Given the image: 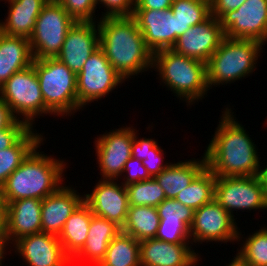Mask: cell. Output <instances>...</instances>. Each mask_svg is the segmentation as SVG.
Instances as JSON below:
<instances>
[{
    "mask_svg": "<svg viewBox=\"0 0 267 266\" xmlns=\"http://www.w3.org/2000/svg\"><path fill=\"white\" fill-rule=\"evenodd\" d=\"M42 200L35 198L11 201L6 204V226L3 237L9 245L16 240L42 232Z\"/></svg>",
    "mask_w": 267,
    "mask_h": 266,
    "instance_id": "44dd1931",
    "label": "cell"
},
{
    "mask_svg": "<svg viewBox=\"0 0 267 266\" xmlns=\"http://www.w3.org/2000/svg\"><path fill=\"white\" fill-rule=\"evenodd\" d=\"M92 215L90 207L83 201L67 219L58 236L63 251L70 260L81 251L86 243Z\"/></svg>",
    "mask_w": 267,
    "mask_h": 266,
    "instance_id": "484cf974",
    "label": "cell"
},
{
    "mask_svg": "<svg viewBox=\"0 0 267 266\" xmlns=\"http://www.w3.org/2000/svg\"><path fill=\"white\" fill-rule=\"evenodd\" d=\"M45 104V116H74L82 109L77 98V75L55 58L32 62Z\"/></svg>",
    "mask_w": 267,
    "mask_h": 266,
    "instance_id": "8992f818",
    "label": "cell"
},
{
    "mask_svg": "<svg viewBox=\"0 0 267 266\" xmlns=\"http://www.w3.org/2000/svg\"><path fill=\"white\" fill-rule=\"evenodd\" d=\"M146 46L154 53L171 49L179 38V23L171 9L134 10L132 16Z\"/></svg>",
    "mask_w": 267,
    "mask_h": 266,
    "instance_id": "9a60e30c",
    "label": "cell"
},
{
    "mask_svg": "<svg viewBox=\"0 0 267 266\" xmlns=\"http://www.w3.org/2000/svg\"><path fill=\"white\" fill-rule=\"evenodd\" d=\"M75 20L57 1H48L42 8L29 38L33 60L55 58L61 51L67 32Z\"/></svg>",
    "mask_w": 267,
    "mask_h": 266,
    "instance_id": "ba28073f",
    "label": "cell"
},
{
    "mask_svg": "<svg viewBox=\"0 0 267 266\" xmlns=\"http://www.w3.org/2000/svg\"><path fill=\"white\" fill-rule=\"evenodd\" d=\"M31 127L22 120L0 131V150L12 147Z\"/></svg>",
    "mask_w": 267,
    "mask_h": 266,
    "instance_id": "ab89813d",
    "label": "cell"
},
{
    "mask_svg": "<svg viewBox=\"0 0 267 266\" xmlns=\"http://www.w3.org/2000/svg\"><path fill=\"white\" fill-rule=\"evenodd\" d=\"M97 23L99 47L124 81L149 70L153 72V52L132 16L105 17Z\"/></svg>",
    "mask_w": 267,
    "mask_h": 266,
    "instance_id": "7a4b0ae2",
    "label": "cell"
},
{
    "mask_svg": "<svg viewBox=\"0 0 267 266\" xmlns=\"http://www.w3.org/2000/svg\"><path fill=\"white\" fill-rule=\"evenodd\" d=\"M17 120L9 105L0 98V131L9 128Z\"/></svg>",
    "mask_w": 267,
    "mask_h": 266,
    "instance_id": "ee69618b",
    "label": "cell"
},
{
    "mask_svg": "<svg viewBox=\"0 0 267 266\" xmlns=\"http://www.w3.org/2000/svg\"><path fill=\"white\" fill-rule=\"evenodd\" d=\"M59 3L75 21L95 22L99 20V17L97 19L95 16L97 9L95 0H60Z\"/></svg>",
    "mask_w": 267,
    "mask_h": 266,
    "instance_id": "e575fe53",
    "label": "cell"
},
{
    "mask_svg": "<svg viewBox=\"0 0 267 266\" xmlns=\"http://www.w3.org/2000/svg\"><path fill=\"white\" fill-rule=\"evenodd\" d=\"M137 131L139 132V130H137L135 127L134 140L131 146V156L140 161H143L146 159V155L148 154V151L157 143V141L149 137L139 138L138 134L140 133H137Z\"/></svg>",
    "mask_w": 267,
    "mask_h": 266,
    "instance_id": "60d3db41",
    "label": "cell"
},
{
    "mask_svg": "<svg viewBox=\"0 0 267 266\" xmlns=\"http://www.w3.org/2000/svg\"><path fill=\"white\" fill-rule=\"evenodd\" d=\"M8 246H9L8 241L3 236H0V266H4V262L3 261H4L5 257H6L5 256L6 253L8 252L7 249L10 250L9 252H10V254H12L11 253V248L9 249Z\"/></svg>",
    "mask_w": 267,
    "mask_h": 266,
    "instance_id": "bcb514c9",
    "label": "cell"
},
{
    "mask_svg": "<svg viewBox=\"0 0 267 266\" xmlns=\"http://www.w3.org/2000/svg\"><path fill=\"white\" fill-rule=\"evenodd\" d=\"M244 239L236 255L247 266H267V228L265 225L258 231L248 234Z\"/></svg>",
    "mask_w": 267,
    "mask_h": 266,
    "instance_id": "1f68e13d",
    "label": "cell"
},
{
    "mask_svg": "<svg viewBox=\"0 0 267 266\" xmlns=\"http://www.w3.org/2000/svg\"><path fill=\"white\" fill-rule=\"evenodd\" d=\"M232 111L230 105L222 111L204 152L206 167L216 177L259 175L262 162L258 148Z\"/></svg>",
    "mask_w": 267,
    "mask_h": 266,
    "instance_id": "6da1fadb",
    "label": "cell"
},
{
    "mask_svg": "<svg viewBox=\"0 0 267 266\" xmlns=\"http://www.w3.org/2000/svg\"><path fill=\"white\" fill-rule=\"evenodd\" d=\"M214 199L233 218L234 211H267V194L259 175L216 177Z\"/></svg>",
    "mask_w": 267,
    "mask_h": 266,
    "instance_id": "9c48e42d",
    "label": "cell"
},
{
    "mask_svg": "<svg viewBox=\"0 0 267 266\" xmlns=\"http://www.w3.org/2000/svg\"><path fill=\"white\" fill-rule=\"evenodd\" d=\"M264 44L253 39L224 37L206 63L207 85H227L248 78L256 70ZM217 85V86H216Z\"/></svg>",
    "mask_w": 267,
    "mask_h": 266,
    "instance_id": "5b68a950",
    "label": "cell"
},
{
    "mask_svg": "<svg viewBox=\"0 0 267 266\" xmlns=\"http://www.w3.org/2000/svg\"><path fill=\"white\" fill-rule=\"evenodd\" d=\"M121 232V228L114 222L105 218L92 215L87 240L81 251L71 260L74 266L79 261H89L93 266H98L105 258L107 248L113 238Z\"/></svg>",
    "mask_w": 267,
    "mask_h": 266,
    "instance_id": "7402d4cb",
    "label": "cell"
},
{
    "mask_svg": "<svg viewBox=\"0 0 267 266\" xmlns=\"http://www.w3.org/2000/svg\"><path fill=\"white\" fill-rule=\"evenodd\" d=\"M163 148L159 147L158 142L148 151L146 159L142 161L143 166L147 169L149 175L154 178L159 175L172 162H164Z\"/></svg>",
    "mask_w": 267,
    "mask_h": 266,
    "instance_id": "f35d334b",
    "label": "cell"
},
{
    "mask_svg": "<svg viewBox=\"0 0 267 266\" xmlns=\"http://www.w3.org/2000/svg\"><path fill=\"white\" fill-rule=\"evenodd\" d=\"M160 223L156 207L129 206L126 221L121 231L137 241L155 238Z\"/></svg>",
    "mask_w": 267,
    "mask_h": 266,
    "instance_id": "83f0119b",
    "label": "cell"
},
{
    "mask_svg": "<svg viewBox=\"0 0 267 266\" xmlns=\"http://www.w3.org/2000/svg\"><path fill=\"white\" fill-rule=\"evenodd\" d=\"M226 266H247L237 255L231 259V263Z\"/></svg>",
    "mask_w": 267,
    "mask_h": 266,
    "instance_id": "c3c4849f",
    "label": "cell"
},
{
    "mask_svg": "<svg viewBox=\"0 0 267 266\" xmlns=\"http://www.w3.org/2000/svg\"><path fill=\"white\" fill-rule=\"evenodd\" d=\"M132 127L122 126L95 137L93 143L101 179L118 180L123 177L125 163L132 157L131 146L135 135V127Z\"/></svg>",
    "mask_w": 267,
    "mask_h": 266,
    "instance_id": "7c38bea8",
    "label": "cell"
},
{
    "mask_svg": "<svg viewBox=\"0 0 267 266\" xmlns=\"http://www.w3.org/2000/svg\"><path fill=\"white\" fill-rule=\"evenodd\" d=\"M119 180L100 179L90 194L84 193V202L96 216L114 222L123 227L128 213V194Z\"/></svg>",
    "mask_w": 267,
    "mask_h": 266,
    "instance_id": "5bb4252c",
    "label": "cell"
},
{
    "mask_svg": "<svg viewBox=\"0 0 267 266\" xmlns=\"http://www.w3.org/2000/svg\"><path fill=\"white\" fill-rule=\"evenodd\" d=\"M190 244V245H189ZM192 243H169L156 238L140 241L141 266H195L202 258Z\"/></svg>",
    "mask_w": 267,
    "mask_h": 266,
    "instance_id": "d6986e66",
    "label": "cell"
},
{
    "mask_svg": "<svg viewBox=\"0 0 267 266\" xmlns=\"http://www.w3.org/2000/svg\"><path fill=\"white\" fill-rule=\"evenodd\" d=\"M99 46L97 21H76L67 32L62 49L56 58L77 75Z\"/></svg>",
    "mask_w": 267,
    "mask_h": 266,
    "instance_id": "ac0fdd59",
    "label": "cell"
},
{
    "mask_svg": "<svg viewBox=\"0 0 267 266\" xmlns=\"http://www.w3.org/2000/svg\"><path fill=\"white\" fill-rule=\"evenodd\" d=\"M237 218H233L219 203L213 199L194 210L193 221L190 226V238L194 243L212 242L227 243L240 242L244 237L237 227Z\"/></svg>",
    "mask_w": 267,
    "mask_h": 266,
    "instance_id": "8fae6325",
    "label": "cell"
},
{
    "mask_svg": "<svg viewBox=\"0 0 267 266\" xmlns=\"http://www.w3.org/2000/svg\"><path fill=\"white\" fill-rule=\"evenodd\" d=\"M31 127L12 147L0 150V186L21 165L29 153L46 138Z\"/></svg>",
    "mask_w": 267,
    "mask_h": 266,
    "instance_id": "4316f807",
    "label": "cell"
},
{
    "mask_svg": "<svg viewBox=\"0 0 267 266\" xmlns=\"http://www.w3.org/2000/svg\"><path fill=\"white\" fill-rule=\"evenodd\" d=\"M96 4L105 7L100 18L131 17L135 9V0H95ZM106 9V10H105Z\"/></svg>",
    "mask_w": 267,
    "mask_h": 266,
    "instance_id": "8d00e7d4",
    "label": "cell"
},
{
    "mask_svg": "<svg viewBox=\"0 0 267 266\" xmlns=\"http://www.w3.org/2000/svg\"><path fill=\"white\" fill-rule=\"evenodd\" d=\"M215 182L216 176L205 167L187 188L178 193L175 199L181 204L197 210L214 199Z\"/></svg>",
    "mask_w": 267,
    "mask_h": 266,
    "instance_id": "f546056e",
    "label": "cell"
},
{
    "mask_svg": "<svg viewBox=\"0 0 267 266\" xmlns=\"http://www.w3.org/2000/svg\"><path fill=\"white\" fill-rule=\"evenodd\" d=\"M200 158L178 161L177 163L172 162L159 175L154 177L162 187L166 198L175 199L178 193L187 188L194 178L206 167L204 153Z\"/></svg>",
    "mask_w": 267,
    "mask_h": 266,
    "instance_id": "d4e9b609",
    "label": "cell"
},
{
    "mask_svg": "<svg viewBox=\"0 0 267 266\" xmlns=\"http://www.w3.org/2000/svg\"><path fill=\"white\" fill-rule=\"evenodd\" d=\"M129 206L157 207L166 199L162 187L155 178L126 186Z\"/></svg>",
    "mask_w": 267,
    "mask_h": 266,
    "instance_id": "d6a6232c",
    "label": "cell"
},
{
    "mask_svg": "<svg viewBox=\"0 0 267 266\" xmlns=\"http://www.w3.org/2000/svg\"><path fill=\"white\" fill-rule=\"evenodd\" d=\"M152 70L158 73L157 79L167 90L179 101H184L187 107L207 97L206 63L201 60L176 53L173 49H163L153 53Z\"/></svg>",
    "mask_w": 267,
    "mask_h": 266,
    "instance_id": "277c9868",
    "label": "cell"
},
{
    "mask_svg": "<svg viewBox=\"0 0 267 266\" xmlns=\"http://www.w3.org/2000/svg\"><path fill=\"white\" fill-rule=\"evenodd\" d=\"M8 2V17L0 20V32L30 38L36 26V20L48 0H0Z\"/></svg>",
    "mask_w": 267,
    "mask_h": 266,
    "instance_id": "603a6c76",
    "label": "cell"
},
{
    "mask_svg": "<svg viewBox=\"0 0 267 266\" xmlns=\"http://www.w3.org/2000/svg\"><path fill=\"white\" fill-rule=\"evenodd\" d=\"M12 247L27 266H71L58 236L53 234L41 232L24 236L16 240Z\"/></svg>",
    "mask_w": 267,
    "mask_h": 266,
    "instance_id": "e0dca14e",
    "label": "cell"
},
{
    "mask_svg": "<svg viewBox=\"0 0 267 266\" xmlns=\"http://www.w3.org/2000/svg\"><path fill=\"white\" fill-rule=\"evenodd\" d=\"M259 176L262 180L263 186H264L266 194H267V165L263 167L261 164Z\"/></svg>",
    "mask_w": 267,
    "mask_h": 266,
    "instance_id": "7dc6e473",
    "label": "cell"
},
{
    "mask_svg": "<svg viewBox=\"0 0 267 266\" xmlns=\"http://www.w3.org/2000/svg\"><path fill=\"white\" fill-rule=\"evenodd\" d=\"M33 62L28 38L0 32V88L15 73Z\"/></svg>",
    "mask_w": 267,
    "mask_h": 266,
    "instance_id": "cb8c5ba5",
    "label": "cell"
},
{
    "mask_svg": "<svg viewBox=\"0 0 267 266\" xmlns=\"http://www.w3.org/2000/svg\"><path fill=\"white\" fill-rule=\"evenodd\" d=\"M156 239L169 243H191L190 228L184 222H160Z\"/></svg>",
    "mask_w": 267,
    "mask_h": 266,
    "instance_id": "d590c367",
    "label": "cell"
},
{
    "mask_svg": "<svg viewBox=\"0 0 267 266\" xmlns=\"http://www.w3.org/2000/svg\"><path fill=\"white\" fill-rule=\"evenodd\" d=\"M43 143L37 145L2 184L6 204L28 198L43 200L64 184V170L68 163L40 152L38 148Z\"/></svg>",
    "mask_w": 267,
    "mask_h": 266,
    "instance_id": "3957f363",
    "label": "cell"
},
{
    "mask_svg": "<svg viewBox=\"0 0 267 266\" xmlns=\"http://www.w3.org/2000/svg\"><path fill=\"white\" fill-rule=\"evenodd\" d=\"M0 98L30 127H35L36 118L45 115L44 99L33 65L15 72L0 88Z\"/></svg>",
    "mask_w": 267,
    "mask_h": 266,
    "instance_id": "52a82bcc",
    "label": "cell"
},
{
    "mask_svg": "<svg viewBox=\"0 0 267 266\" xmlns=\"http://www.w3.org/2000/svg\"><path fill=\"white\" fill-rule=\"evenodd\" d=\"M84 201V195L64 183L42 200V232L59 236L65 222Z\"/></svg>",
    "mask_w": 267,
    "mask_h": 266,
    "instance_id": "ffe728a7",
    "label": "cell"
},
{
    "mask_svg": "<svg viewBox=\"0 0 267 266\" xmlns=\"http://www.w3.org/2000/svg\"><path fill=\"white\" fill-rule=\"evenodd\" d=\"M139 254L140 241L121 231L110 242L98 266H141Z\"/></svg>",
    "mask_w": 267,
    "mask_h": 266,
    "instance_id": "f1b7e54d",
    "label": "cell"
},
{
    "mask_svg": "<svg viewBox=\"0 0 267 266\" xmlns=\"http://www.w3.org/2000/svg\"><path fill=\"white\" fill-rule=\"evenodd\" d=\"M173 0H135L134 10H165L170 9Z\"/></svg>",
    "mask_w": 267,
    "mask_h": 266,
    "instance_id": "7bdbcfd3",
    "label": "cell"
},
{
    "mask_svg": "<svg viewBox=\"0 0 267 266\" xmlns=\"http://www.w3.org/2000/svg\"><path fill=\"white\" fill-rule=\"evenodd\" d=\"M220 25L225 37L267 42V0H246L236 10L224 13Z\"/></svg>",
    "mask_w": 267,
    "mask_h": 266,
    "instance_id": "4fadbf2b",
    "label": "cell"
},
{
    "mask_svg": "<svg viewBox=\"0 0 267 266\" xmlns=\"http://www.w3.org/2000/svg\"><path fill=\"white\" fill-rule=\"evenodd\" d=\"M170 9L178 19L179 37L211 15L210 3L205 0H173Z\"/></svg>",
    "mask_w": 267,
    "mask_h": 266,
    "instance_id": "4dcf8cb0",
    "label": "cell"
},
{
    "mask_svg": "<svg viewBox=\"0 0 267 266\" xmlns=\"http://www.w3.org/2000/svg\"><path fill=\"white\" fill-rule=\"evenodd\" d=\"M246 0H212L210 2V14L219 19L224 13L236 10Z\"/></svg>",
    "mask_w": 267,
    "mask_h": 266,
    "instance_id": "b9f144b4",
    "label": "cell"
},
{
    "mask_svg": "<svg viewBox=\"0 0 267 266\" xmlns=\"http://www.w3.org/2000/svg\"><path fill=\"white\" fill-rule=\"evenodd\" d=\"M6 226V202L0 186V236L4 235Z\"/></svg>",
    "mask_w": 267,
    "mask_h": 266,
    "instance_id": "f6af8a7d",
    "label": "cell"
},
{
    "mask_svg": "<svg viewBox=\"0 0 267 266\" xmlns=\"http://www.w3.org/2000/svg\"><path fill=\"white\" fill-rule=\"evenodd\" d=\"M125 81L109 63L99 47L84 63L77 74L78 104L84 110L86 105L109 96Z\"/></svg>",
    "mask_w": 267,
    "mask_h": 266,
    "instance_id": "30bf717a",
    "label": "cell"
},
{
    "mask_svg": "<svg viewBox=\"0 0 267 266\" xmlns=\"http://www.w3.org/2000/svg\"><path fill=\"white\" fill-rule=\"evenodd\" d=\"M160 222H184L189 228L193 221L194 210L176 199L166 198L157 207Z\"/></svg>",
    "mask_w": 267,
    "mask_h": 266,
    "instance_id": "836d02e7",
    "label": "cell"
},
{
    "mask_svg": "<svg viewBox=\"0 0 267 266\" xmlns=\"http://www.w3.org/2000/svg\"><path fill=\"white\" fill-rule=\"evenodd\" d=\"M127 173V174H126ZM126 174V175H125ZM124 177L119 178L122 179L121 184L125 187L137 183L140 181L148 180L152 178L147 169L143 166L142 161L131 157L124 166L123 174Z\"/></svg>",
    "mask_w": 267,
    "mask_h": 266,
    "instance_id": "74e56055",
    "label": "cell"
},
{
    "mask_svg": "<svg viewBox=\"0 0 267 266\" xmlns=\"http://www.w3.org/2000/svg\"><path fill=\"white\" fill-rule=\"evenodd\" d=\"M224 37L219 19L210 15L202 23L186 30L171 49L207 63Z\"/></svg>",
    "mask_w": 267,
    "mask_h": 266,
    "instance_id": "2e32d148",
    "label": "cell"
}]
</instances>
